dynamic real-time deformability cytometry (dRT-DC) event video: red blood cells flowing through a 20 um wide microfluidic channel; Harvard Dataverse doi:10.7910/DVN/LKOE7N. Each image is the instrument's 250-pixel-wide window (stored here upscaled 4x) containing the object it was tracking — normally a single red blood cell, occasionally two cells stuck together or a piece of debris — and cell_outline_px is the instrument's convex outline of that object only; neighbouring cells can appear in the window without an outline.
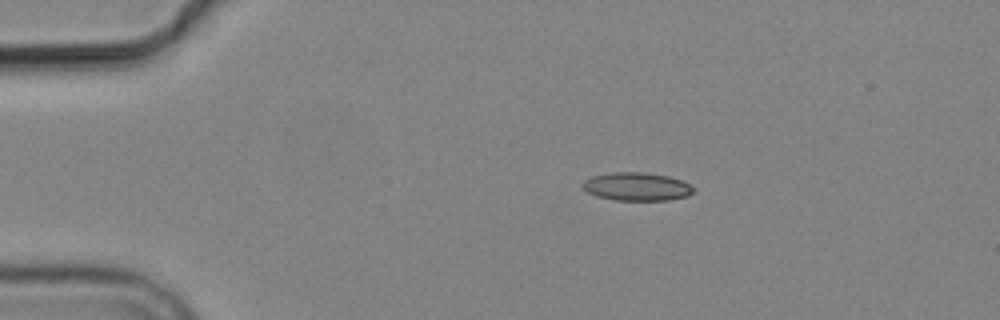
{"species": "common noctule bat (a hibernating species)", "species_latin": "Nyctalus noctula", "temperature_condition": "cold", "stored_images_in_passage": 5, "camera_frame_rate_fps": 3000, "um_per_image_px": 0.085, "animal": {"sex": "male", "body_mass_g": 19.2, "forearm_length_mm": 51.8}, "frame": {"image": 1, "passage_image": 3, "time_ms": 2.333, "image_size_px": [1000, 320], "cell_outline_px": [[692, 192], [688, 196], [668, 200], [616, 200], [596, 196], [580, 188], [580, 184], [584, 180], [592, 176], [612, 172], [644, 172], [668, 176], [680, 180], [688, 184], [692, 188]], "centroid_in_image_um": [54.05, 15.86], "position_along_channel_um": 31.0, "area_um2": 18.21}}